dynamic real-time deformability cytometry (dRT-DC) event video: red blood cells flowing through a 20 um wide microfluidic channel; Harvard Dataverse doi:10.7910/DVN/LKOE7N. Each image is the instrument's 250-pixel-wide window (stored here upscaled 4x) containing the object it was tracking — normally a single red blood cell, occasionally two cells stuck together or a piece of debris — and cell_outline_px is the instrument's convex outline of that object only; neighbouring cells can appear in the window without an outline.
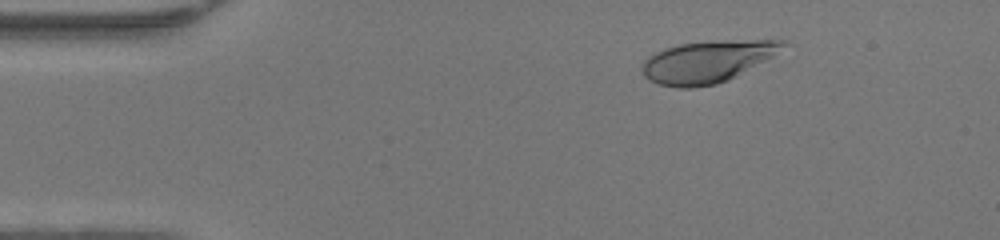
{"species": "human", "species_latin": "Homo sapiens", "temperature_condition": "warm", "stored_images_in_passage": 48, "camera_frame_rate_fps": 3000, "um_per_image_px": 0.085, "donor": {"sex": "female"}, "frame": {"image": 1, "passage_image": 7, "time_ms": 2.0, "image_size_px": [1000, 240], "cell_outline_px": [[792, 44], [772, 56], [736, 76], [728, 80], [716, 84], [692, 88], [680, 88], [660, 84], [648, 80], [644, 76], [640, 68], [644, 60], [648, 56], [664, 48], [680, 44], [720, 40], [784, 40]], "centroid_in_image_um": [60.12, 5.23], "position_along_channel_um": 24.9, "area_um2": 34.51}}
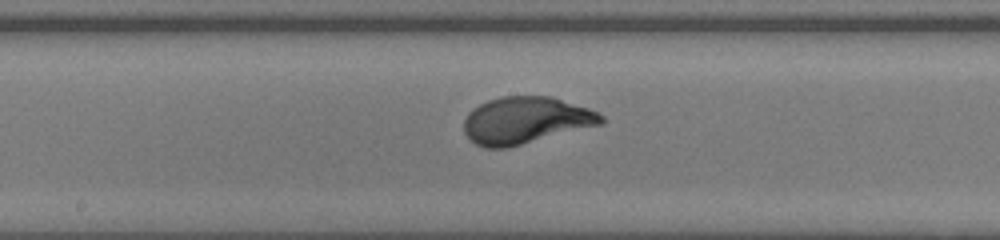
{"frame": {"image": 2, "passage_image": 25, "time_ms": 8.0, "image_size_px": [1000, 240], "cell_outline_px": [[604, 124], [508, 148], [484, 148], [476, 144], [464, 132], [464, 120], [468, 112], [472, 108], [488, 100], [504, 96], [552, 96], [588, 108], [604, 116]], "centroid_in_image_um": [44.69, 10.23], "position_along_channel_um": 203.5, "area_um2": 37.74}}
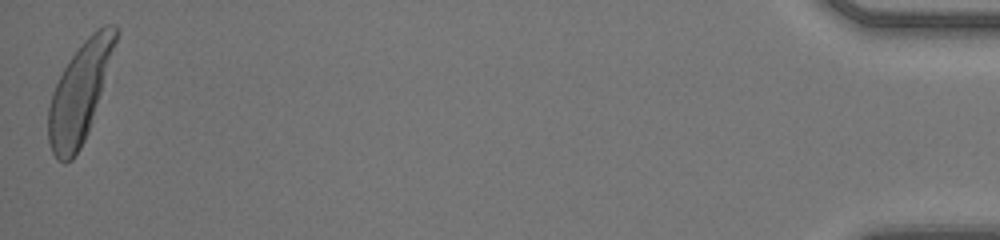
{"frame": {"image": 3, "passage_image": 48, "time_ms": 15.667, "image_size_px": [1000, 240], "cell_outline_px": [[120, 32], [88, 132], [80, 148], [72, 160], [64, 164], [56, 160], [52, 152], [48, 140], [48, 108], [52, 92], [68, 60], [84, 40], [96, 28], [104, 24], [116, 24]], "centroid_in_image_um": [6.77, 7.85], "position_along_channel_um": 428.4, "area_um2": 38.61}, "authors_computed_cell_mechanics": {"area_um2": 36.414, "velocity_mm_per_s": 4.2489, "shape_relaxation_time_tau1_ms": 2.2966, "shape_relaxation_time_tau2_ms": null, "deformation_change_tau1": 0.1684, "deformation_change_tau2": null}}